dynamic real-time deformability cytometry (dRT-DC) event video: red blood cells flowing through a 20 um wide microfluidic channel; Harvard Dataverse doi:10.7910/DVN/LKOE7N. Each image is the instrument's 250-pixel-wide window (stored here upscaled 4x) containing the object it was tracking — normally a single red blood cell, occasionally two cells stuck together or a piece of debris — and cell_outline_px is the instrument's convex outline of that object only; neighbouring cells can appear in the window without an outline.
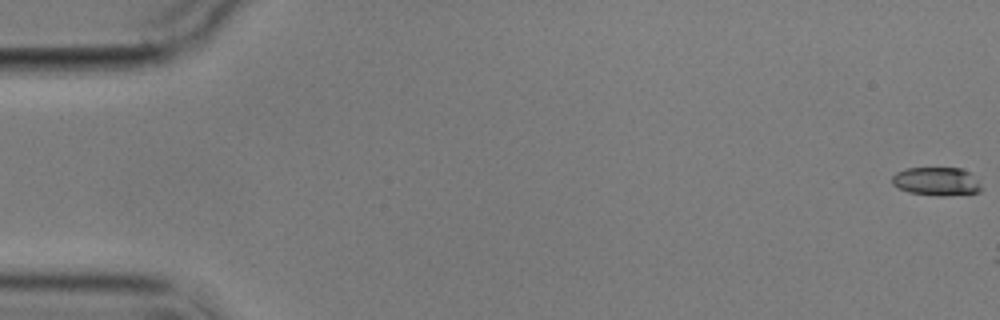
{"species": "common noctule bat (a hibernating species)", "species_latin": "Nyctalus noctula", "temperature_condition": "cold", "stored_images_in_passage": 5, "camera_frame_rate_fps": 3000, "um_per_image_px": 0.085, "animal": {"sex": "male", "body_mass_g": 17.9}, "frame": {"image": 1, "passage_image": 1, "time_ms": 0.0, "image_size_px": [1000, 320], "cell_outline_px": [[984, 188], [980, 192], [944, 196], [936, 196], [908, 192], [892, 184], [892, 176], [896, 172], [904, 168], [960, 168], [968, 172]], "centroid_in_image_um": [79.59, 15.42], "position_along_channel_um": 5.4, "area_um2": 14.8}}